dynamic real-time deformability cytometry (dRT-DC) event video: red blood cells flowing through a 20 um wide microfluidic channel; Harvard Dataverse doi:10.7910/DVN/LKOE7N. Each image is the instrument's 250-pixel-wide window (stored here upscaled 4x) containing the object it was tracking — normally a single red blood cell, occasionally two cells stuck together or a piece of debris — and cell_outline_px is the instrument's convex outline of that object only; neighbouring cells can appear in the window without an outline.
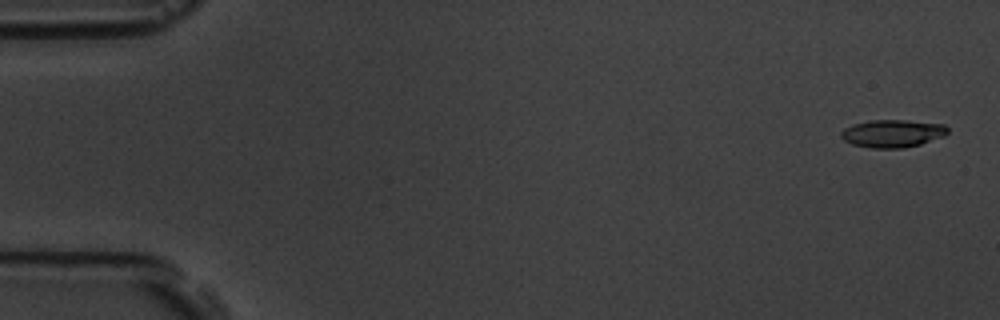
{"species": "common noctule bat (a hibernating species)", "species_latin": "Nyctalus noctula", "temperature_condition": "room temperature", "stored_images_in_passage": 6, "camera_frame_rate_fps": 3000, "um_per_image_px": 0.085, "animal": {"sex": "male", "body_mass_g": 19.5, "forearm_length_mm": 54.6}, "frame": {"image": 1, "passage_image": 1, "time_ms": 0.0, "image_size_px": [1000, 320], "cell_outline_px": [[948, 132], [944, 136], [920, 144], [904, 148], [872, 148], [852, 144], [844, 140], [840, 136], [840, 132], [844, 128], [852, 124], [872, 120], [904, 120], [944, 124], [948, 128]], "centroid_in_image_um": [75.85, 11.34], "position_along_channel_um": 9.2, "area_um2": 17.22}}
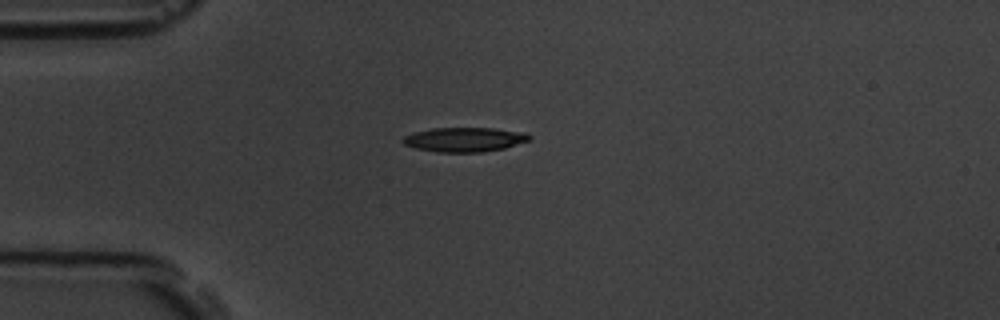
{"frame": {"image": 2, "passage_image": 4, "time_ms": 4.333, "image_size_px": [1000, 320], "cell_outline_px": [[532, 140], [504, 148], [484, 152], [436, 152], [416, 148], [404, 144], [400, 140], [404, 136], [416, 132], [432, 128], [492, 128], [528, 132], [532, 136]], "centroid_in_image_um": [39.54, 11.86], "position_along_channel_um": 45.5, "area_um2": 18.15}}
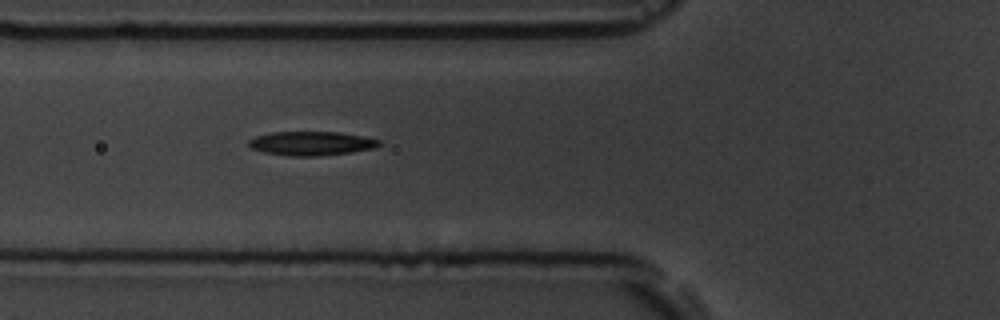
{"frame": {"image": 3, "passage_image": 6, "time_ms": 6.333, "image_size_px": [1000, 320], "cell_outline_px": [[384, 144], [376, 148], [352, 152], [320, 156], [292, 156], [264, 152], [252, 148], [248, 144], [248, 140], [256, 136], [272, 132], [340, 132], [364, 136], [380, 140]], "centroid_in_image_um": [26.53, 12.19], "position_along_channel_um": 99.3, "area_um2": 18.38}}